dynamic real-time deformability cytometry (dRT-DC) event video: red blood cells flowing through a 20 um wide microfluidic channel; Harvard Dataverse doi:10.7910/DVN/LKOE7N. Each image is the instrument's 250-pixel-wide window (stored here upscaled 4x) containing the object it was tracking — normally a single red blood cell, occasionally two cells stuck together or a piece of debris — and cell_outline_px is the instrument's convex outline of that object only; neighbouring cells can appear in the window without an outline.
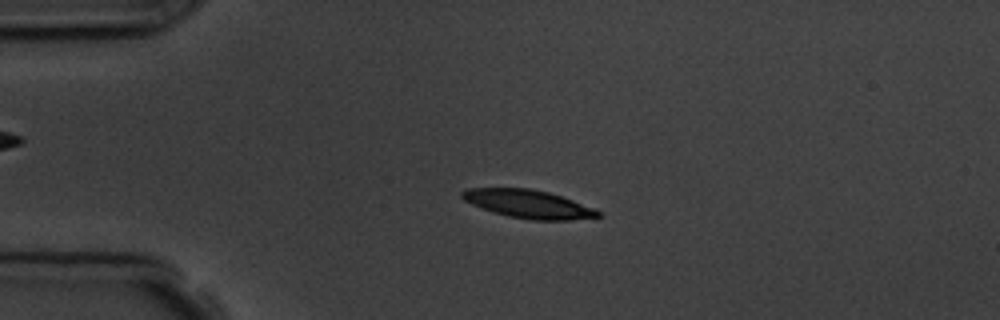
{"species": "common noctule bat (a hibernating species)", "species_latin": "Nyctalus noctula", "temperature_condition": "room temperature", "stored_images_in_passage": 4, "camera_frame_rate_fps": 3000, "um_per_image_px": 0.085, "animal": {"sex": "male", "body_mass_g": 19.5, "forearm_length_mm": 54.6}, "frame": {"image": 1, "passage_image": 2, "time_ms": 1.0, "image_size_px": [1000, 320], "cell_outline_px": [[604, 216], [596, 220], [532, 220], [508, 216], [472, 204], [464, 200], [460, 196], [460, 192], [468, 188], [528, 188], [548, 192], [596, 208]], "centroid_in_image_um": [45.03, 17.36], "position_along_channel_um": 40.0, "area_um2": 22.6}}